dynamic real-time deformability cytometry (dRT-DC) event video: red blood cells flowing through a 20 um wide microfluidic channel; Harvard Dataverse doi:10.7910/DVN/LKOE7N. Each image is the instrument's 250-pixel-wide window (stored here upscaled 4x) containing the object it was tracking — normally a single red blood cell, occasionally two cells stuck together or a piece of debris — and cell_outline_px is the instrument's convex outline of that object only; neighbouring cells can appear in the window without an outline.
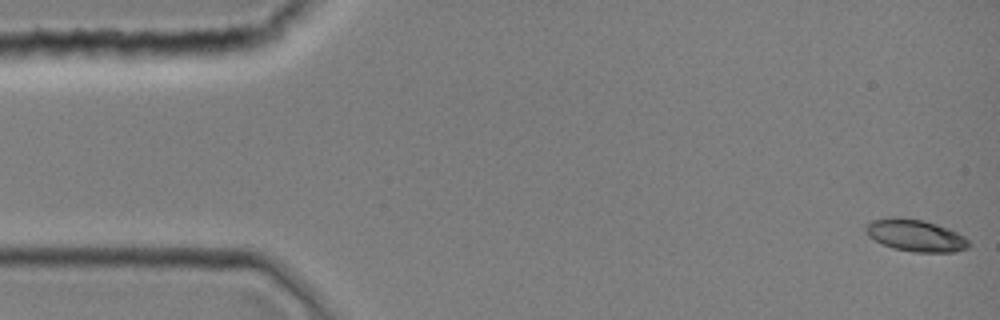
{"species": "common noctule bat (a hibernating species)", "species_latin": "Nyctalus noctula", "temperature_condition": "room temperature", "stored_images_in_passage": 44, "camera_frame_rate_fps": 3000, "um_per_image_px": 0.085, "animal": {"sex": "female", "body_mass_g": 19.0, "forearm_length_mm": 51.5}, "frame": {"image": 1, "passage_image": 1, "time_ms": 0.0, "image_size_px": [1000, 320], "cell_outline_px": [[972, 244], [968, 248], [952, 252], [916, 252], [892, 248], [868, 236], [864, 228], [872, 220], [888, 216], [900, 216], [924, 220], [948, 228], [964, 236]], "centroid_in_image_um": [77.82, 19.99], "position_along_channel_um": 7.2, "area_um2": 19.36}}
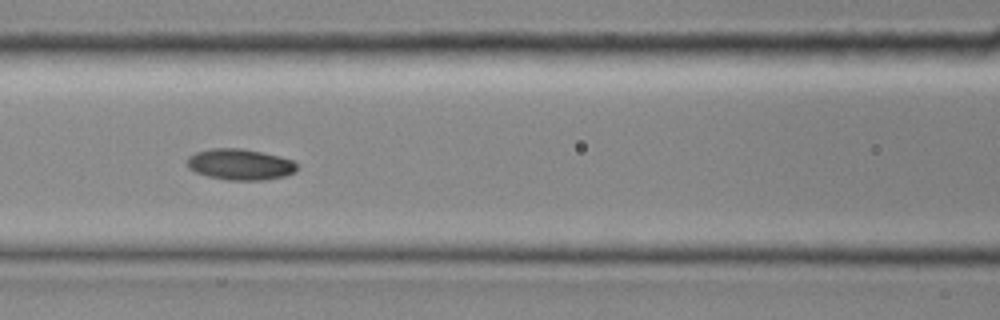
{"frame": {"image": 2, "passage_image": 19, "time_ms": 6.0, "image_size_px": [1000, 320], "cell_outline_px": [[300, 168], [296, 172], [284, 176], [264, 180], [228, 180], [208, 176], [196, 172], [188, 168], [188, 156], [196, 152], [208, 148], [244, 148], [280, 156], [292, 160]], "centroid_in_image_um": [20.43, 13.97], "position_along_channel_um": 146.2, "area_um2": 20.06}}
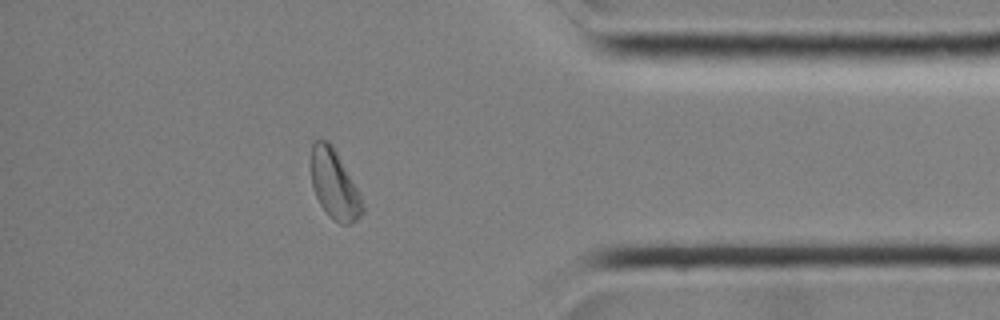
{"frame": {"image": 3, "passage_image": 38, "time_ms": 12.333, "image_size_px": [1000, 320], "cell_outline_px": [[364, 212], [356, 220], [348, 224], [340, 224], [332, 220], [328, 216], [320, 204], [316, 196], [312, 184], [312, 140], [316, 136], [328, 140], [332, 144], [356, 188], [360, 196], [364, 208]], "centroid_in_image_um": [28.4, 15.66], "position_along_channel_um": 406.8, "area_um2": 20.58}}